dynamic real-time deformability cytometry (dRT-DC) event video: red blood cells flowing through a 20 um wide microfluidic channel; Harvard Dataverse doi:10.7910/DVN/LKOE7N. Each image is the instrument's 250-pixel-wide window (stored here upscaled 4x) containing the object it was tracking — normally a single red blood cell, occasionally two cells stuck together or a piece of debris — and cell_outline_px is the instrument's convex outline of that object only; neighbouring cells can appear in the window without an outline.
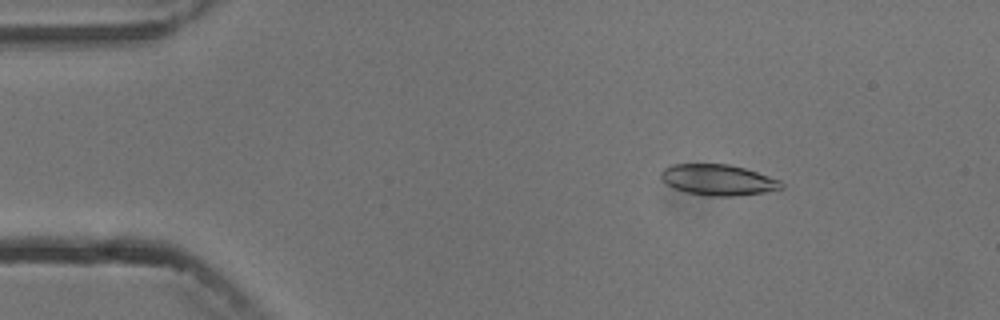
{"species": "common noctule bat (a hibernating species)", "species_latin": "Nyctalus noctula", "temperature_condition": "cold", "stored_images_in_passage": 5, "camera_frame_rate_fps": 3000, "um_per_image_px": 0.085, "animal": {"sex": "male", "body_mass_g": 13.3}, "frame": {"image": 1, "passage_image": 3, "time_ms": 2.333, "image_size_px": [1000, 320], "cell_outline_px": [[784, 188], [764, 192], [736, 196], [708, 196], [688, 192], [676, 188], [668, 184], [660, 176], [660, 172], [664, 168], [672, 164], [728, 164], [744, 168], [780, 180], [784, 184]], "centroid_in_image_um": [61.06, 15.29], "position_along_channel_um": 23.9, "area_um2": 21.44}}